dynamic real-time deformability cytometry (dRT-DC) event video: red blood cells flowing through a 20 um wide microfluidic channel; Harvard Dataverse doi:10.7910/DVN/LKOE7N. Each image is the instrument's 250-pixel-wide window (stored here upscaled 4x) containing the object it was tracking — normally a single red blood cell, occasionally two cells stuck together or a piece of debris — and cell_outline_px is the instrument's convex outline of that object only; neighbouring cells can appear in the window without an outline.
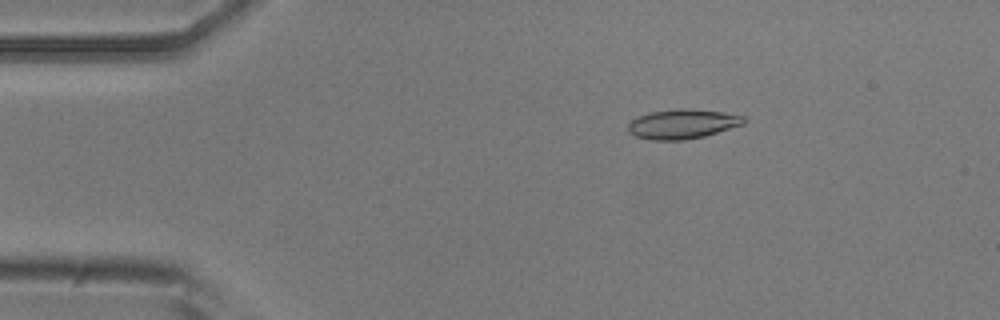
{"species": "common noctule bat (a hibernating species)", "species_latin": "Nyctalus noctula", "temperature_condition": "room temperature", "stored_images_in_passage": 51, "camera_frame_rate_fps": 3000, "um_per_image_px": 0.085, "animal": {"sex": "male", "body_mass_g": 20.5, "forearm_length_mm": 52.5}, "frame": {"image": 1, "passage_image": 9, "time_ms": 2.667, "image_size_px": [1000, 320], "cell_outline_px": [[748, 120], [744, 124], [704, 136], [684, 140], [652, 140], [636, 136], [628, 132], [628, 124], [632, 120], [640, 116], [652, 112], [676, 108], [692, 108], [724, 112], [744, 116]], "centroid_in_image_um": [58.05, 10.53], "position_along_channel_um": 27.0, "area_um2": 20.0}}
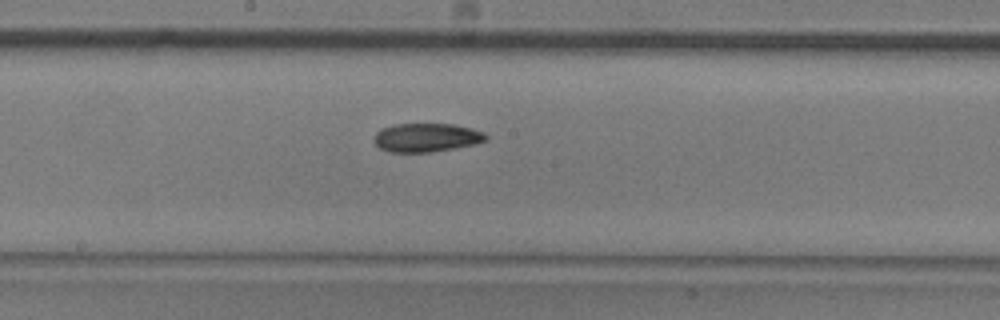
{"frame": {"image": 2, "passage_image": 28, "time_ms": 9.0, "image_size_px": [1000, 320], "cell_outline_px": [[488, 140], [472, 144], [432, 152], [388, 152], [380, 148], [372, 140], [372, 136], [380, 128], [396, 124], [452, 124], [472, 128], [484, 132], [488, 136]], "centroid_in_image_um": [36.2, 11.68], "position_along_channel_um": 212.0, "area_um2": 18.79}}
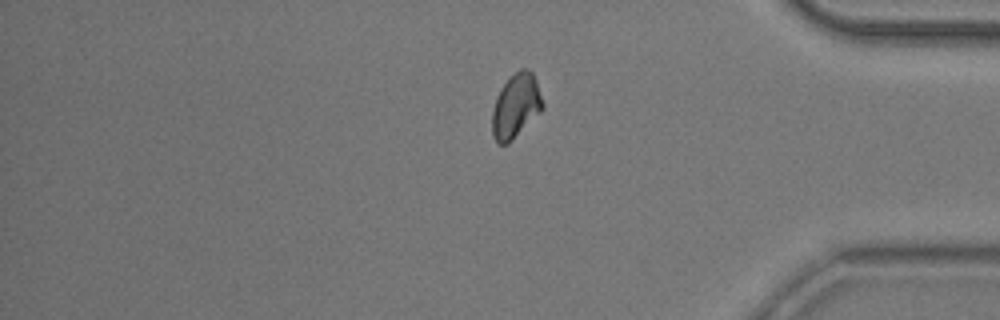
{"frame": {"image": 3, "passage_image": 44, "time_ms": 14.333, "image_size_px": [1000, 320], "cell_outline_px": [[544, 108], [508, 144], [496, 144], [492, 136], [492, 112], [496, 96], [500, 88], [520, 68], [528, 68], [532, 72], [536, 80], [544, 104]], "centroid_in_image_um": [43.84, 9.02], "position_along_channel_um": 391.4, "area_um2": 18.9}}